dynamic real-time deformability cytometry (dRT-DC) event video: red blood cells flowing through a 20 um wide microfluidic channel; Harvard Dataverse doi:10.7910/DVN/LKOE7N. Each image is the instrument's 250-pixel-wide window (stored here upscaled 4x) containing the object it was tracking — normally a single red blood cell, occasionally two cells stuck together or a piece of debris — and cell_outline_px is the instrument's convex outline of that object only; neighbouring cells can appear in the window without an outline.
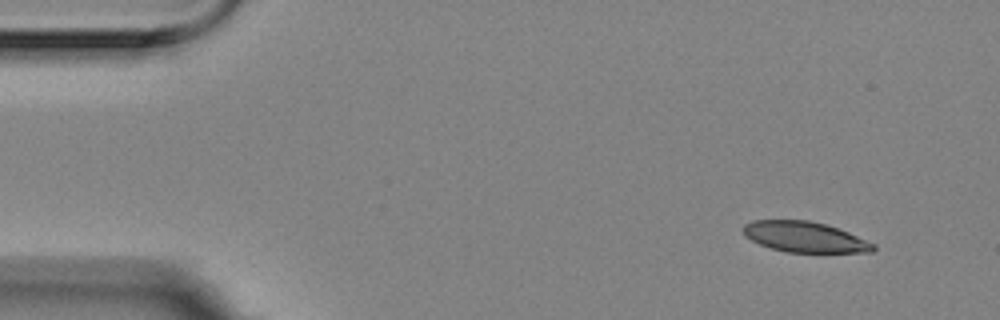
{"species": "Egyptian fruit bat (a non-hibernating species)", "species_latin": "Rousettus aegyptiacus", "temperature_condition": "room temperature", "stored_images_in_passage": 12, "camera_frame_rate_fps": 3000, "um_per_image_px": 0.085, "animal": {"sex": "female"}, "frame": {"image": 1, "passage_image": 1, "time_ms": 0.0, "image_size_px": [1000, 320], "cell_outline_px": [[876, 248], [872, 252], [788, 252], [772, 248], [760, 244], [744, 236], [744, 224], [752, 220], [808, 220], [824, 224], [848, 232], [876, 244]], "centroid_in_image_um": [68.41, 20.14], "position_along_channel_um": 16.6, "area_um2": 22.95}}
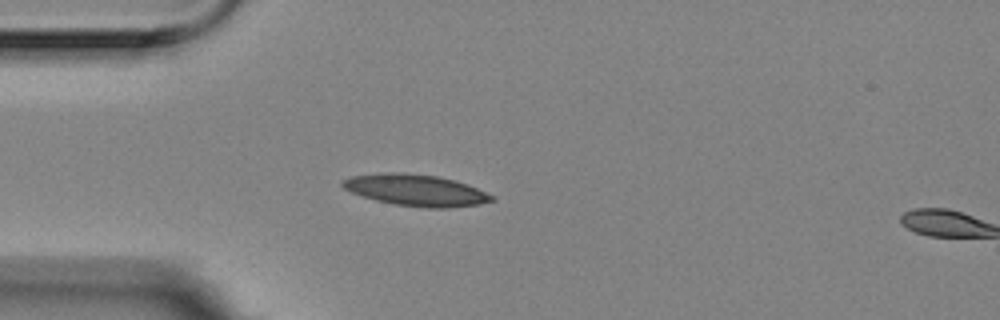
{"frame": {"image": 2, "passage_image": 11, "time_ms": 3.333, "image_size_px": [1000, 320], "cell_outline_px": [[496, 200], [480, 204], [448, 208], [428, 208], [396, 204], [376, 200], [352, 192], [344, 188], [340, 184], [340, 180], [352, 176], [384, 172], [400, 172], [436, 176], [456, 180], [468, 184], [496, 196]], "centroid_in_image_um": [35.39, 16.16], "position_along_channel_um": 49.6, "area_um2": 27.46}}